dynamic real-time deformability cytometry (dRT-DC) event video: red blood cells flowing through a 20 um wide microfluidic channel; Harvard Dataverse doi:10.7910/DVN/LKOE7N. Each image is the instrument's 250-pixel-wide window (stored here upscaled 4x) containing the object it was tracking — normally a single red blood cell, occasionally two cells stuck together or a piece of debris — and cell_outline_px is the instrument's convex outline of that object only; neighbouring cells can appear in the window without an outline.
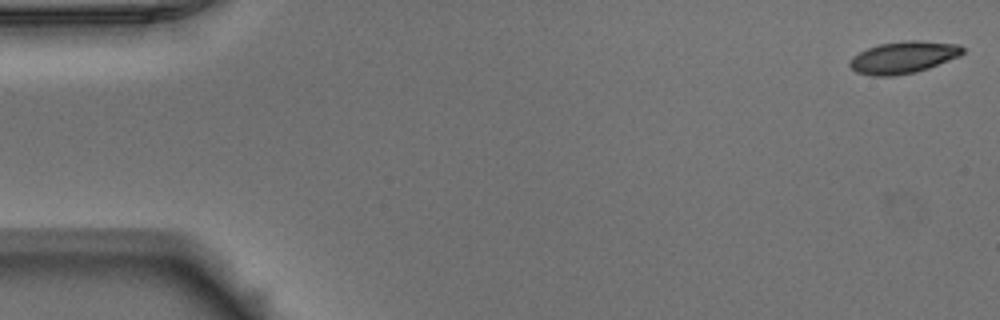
{"species": "Egyptian fruit bat (a non-hibernating species)", "species_latin": "Rousettus aegyptiacus", "temperature_condition": "warm", "stored_images_in_passage": 51, "camera_frame_rate_fps": 3000, "um_per_image_px": 0.085, "animal": {"sex": "male"}, "frame": {"image": 1, "passage_image": 1, "time_ms": 0.0, "image_size_px": [1000, 320], "cell_outline_px": [[964, 52], [960, 56], [928, 68], [916, 72], [896, 76], [872, 76], [856, 72], [848, 64], [852, 56], [868, 48], [880, 44], [904, 40], [920, 40], [960, 44], [964, 48]], "centroid_in_image_um": [76.8, 4.87], "position_along_channel_um": 8.2, "area_um2": 21.21}}
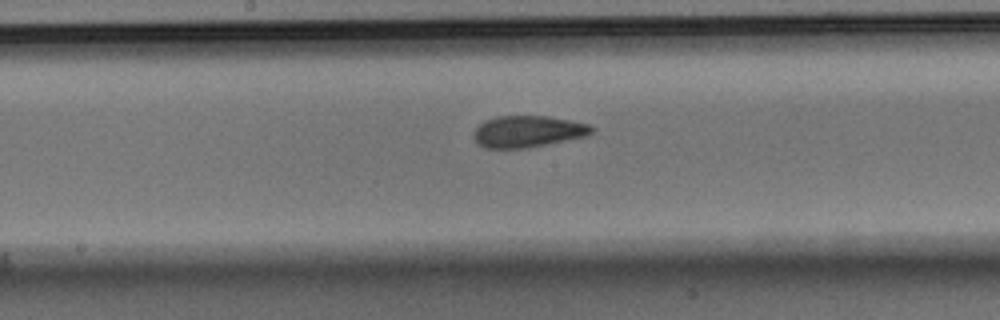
{"frame": {"image": 2, "passage_image": 26, "time_ms": 8.333, "image_size_px": [1000, 320], "cell_outline_px": [[596, 128], [588, 136], [528, 148], [484, 148], [476, 144], [472, 136], [472, 132], [484, 120], [496, 116], [548, 116], [588, 124]], "centroid_in_image_um": [44.83, 11.18], "position_along_channel_um": 203.4, "area_um2": 22.02}}
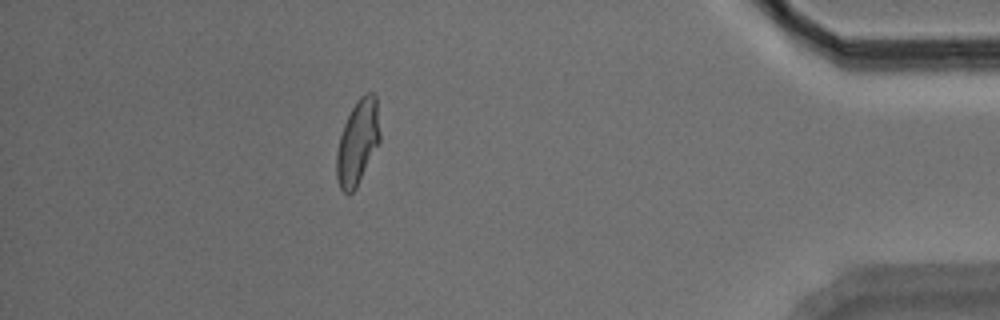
{"frame": {"image": 3, "passage_image": 45, "time_ms": 14.667, "image_size_px": [1000, 320], "cell_outline_px": [[380, 140], [356, 188], [348, 196], [340, 188], [336, 176], [336, 152], [340, 136], [344, 124], [356, 100], [364, 92], [372, 92], [376, 96], [380, 132]], "centroid_in_image_um": [30.39, 12.08], "position_along_channel_um": 404.8, "area_um2": 21.39}, "authors_computed_cell_mechanics": {"area_um2": 21.386, "velocity_mm_per_s": 3.9369, "shape_relaxation_time_tau1_ms": 3.3883, "shape_relaxation_time_tau2_ms": 1.3422, "deformation_change_tau1": 0.1667, "deformation_change_tau2": 0.0892}}